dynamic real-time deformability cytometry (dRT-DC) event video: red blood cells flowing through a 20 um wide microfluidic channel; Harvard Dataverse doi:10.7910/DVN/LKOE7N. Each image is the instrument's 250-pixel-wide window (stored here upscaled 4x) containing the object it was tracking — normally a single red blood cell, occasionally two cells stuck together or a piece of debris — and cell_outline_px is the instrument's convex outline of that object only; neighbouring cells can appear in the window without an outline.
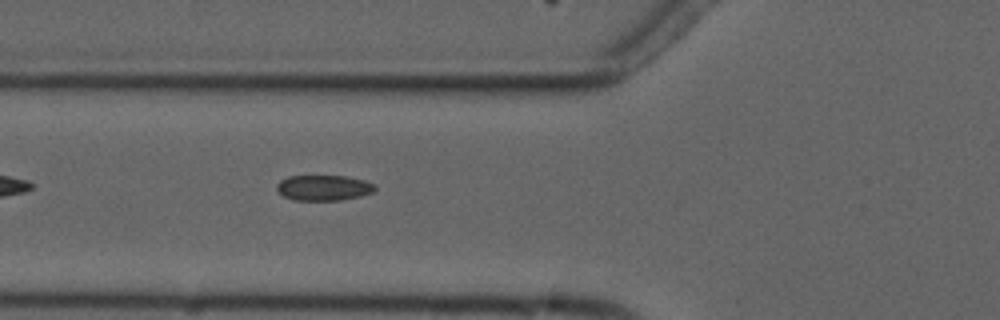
{"species": "common noctule bat (a hibernating species)", "species_latin": "Nyctalus noctula", "temperature_condition": "cold", "stored_images_in_passage": 6, "camera_frame_rate_fps": 3000, "um_per_image_px": 0.085, "animal": {"sex": "male", "forearm_length_mm": 52.5}, "frame": {"image": 1, "passage_image": 6, "time_ms": 6.333, "image_size_px": [1000, 320], "cell_outline_px": [[376, 188], [372, 192], [360, 196], [340, 200], [292, 200], [284, 196], [276, 188], [276, 184], [280, 180], [288, 176], [344, 176], [364, 180], [376, 184]], "centroid_in_image_um": [27.5, 15.96], "position_along_channel_um": 98.3, "area_um2": 14.57}}